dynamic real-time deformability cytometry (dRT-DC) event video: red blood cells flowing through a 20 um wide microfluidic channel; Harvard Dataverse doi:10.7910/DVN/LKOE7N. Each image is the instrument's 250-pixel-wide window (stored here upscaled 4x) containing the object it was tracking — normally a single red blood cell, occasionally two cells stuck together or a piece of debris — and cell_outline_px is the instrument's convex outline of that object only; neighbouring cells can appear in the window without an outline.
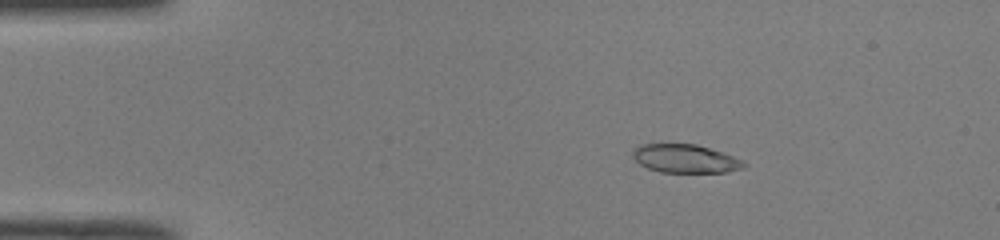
{"species": "common noctule bat (a hibernating species)", "species_latin": "Nyctalus noctula", "temperature_condition": "room temperature", "stored_images_in_passage": 51, "camera_frame_rate_fps": 3000, "um_per_image_px": 0.085, "animal": {"sex": "male", "body_mass_g": 19.0, "forearm_length_mm": 50.8}, "frame": {"image": 1, "passage_image": 9, "time_ms": 2.667, "image_size_px": [1000, 240], "cell_outline_px": [[748, 164], [744, 168], [728, 172], [660, 172], [648, 168], [640, 164], [632, 156], [632, 152], [640, 144], [696, 144], [744, 160]], "centroid_in_image_um": [58.27, 13.49], "position_along_channel_um": 26.7, "area_um2": 18.32}}
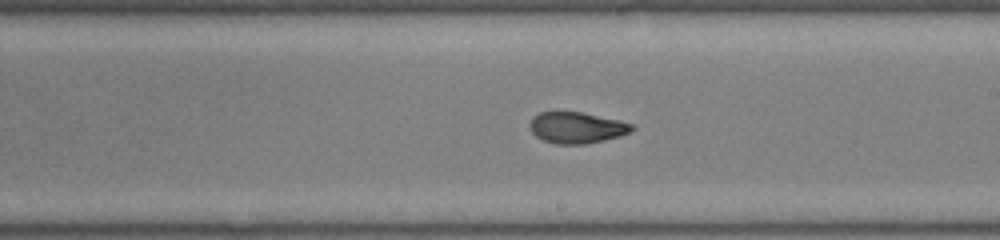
{"frame": {"image": 2, "passage_image": 30, "time_ms": 9.667, "image_size_px": [1000, 240], "cell_outline_px": [[636, 128], [620, 136], [604, 140], [584, 144], [556, 144], [544, 140], [536, 136], [532, 132], [528, 124], [532, 116], [540, 112], [580, 112], [616, 120], [632, 124]], "centroid_in_image_um": [48.97, 10.85], "position_along_channel_um": 240.0, "area_um2": 18.38}}
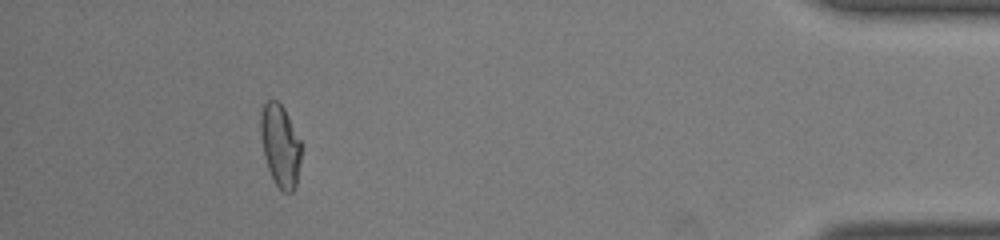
{"frame": {"image": 3, "passage_image": 47, "time_ms": 15.333, "image_size_px": [1000, 240], "cell_outline_px": [[300, 164], [296, 188], [292, 192], [284, 192], [276, 184], [268, 168], [264, 156], [260, 132], [260, 112], [264, 104], [268, 100], [276, 100], [284, 108], [300, 140]], "centroid_in_image_um": [23.81, 12.37], "position_along_channel_um": 411.4, "area_um2": 19.36}, "authors_computed_cell_mechanics": {"area_um2": 19.4208, "velocity_mm_per_s": 4.0151, "shape_relaxation_time_tau1_ms": null, "shape_relaxation_time_tau2_ms": 1.3468, "deformation_change_tau1": null, "deformation_change_tau2": 0.063}}